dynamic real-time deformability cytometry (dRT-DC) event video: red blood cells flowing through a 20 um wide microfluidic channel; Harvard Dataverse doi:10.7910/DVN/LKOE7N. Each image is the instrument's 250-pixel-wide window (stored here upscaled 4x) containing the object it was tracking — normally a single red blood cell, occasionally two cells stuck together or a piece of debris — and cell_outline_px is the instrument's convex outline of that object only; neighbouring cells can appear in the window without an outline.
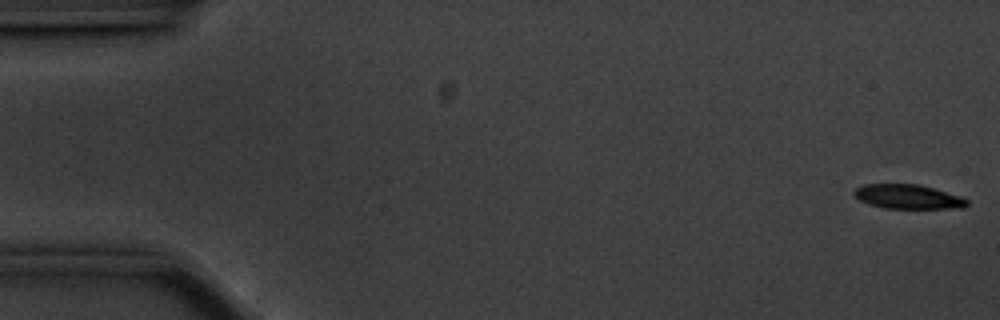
{"species": "common noctule bat (a hibernating species)", "species_latin": "Nyctalus noctula", "temperature_condition": "cold", "stored_images_in_passage": 15, "camera_frame_rate_fps": 3000, "um_per_image_px": 0.085, "animal": {"sex": "male", "body_mass_g": 20.1, "forearm_length_mm": 53.5}, "frame": {"image": 1, "passage_image": 1, "time_ms": 0.0, "image_size_px": [1000, 320], "cell_outline_px": [[968, 204], [964, 208], [884, 208], [868, 204], [860, 200], [852, 192], [856, 188], [864, 184], [920, 184], [964, 196], [968, 200]], "centroid_in_image_um": [77.23, 16.71], "position_along_channel_um": 7.8, "area_um2": 16.18}}